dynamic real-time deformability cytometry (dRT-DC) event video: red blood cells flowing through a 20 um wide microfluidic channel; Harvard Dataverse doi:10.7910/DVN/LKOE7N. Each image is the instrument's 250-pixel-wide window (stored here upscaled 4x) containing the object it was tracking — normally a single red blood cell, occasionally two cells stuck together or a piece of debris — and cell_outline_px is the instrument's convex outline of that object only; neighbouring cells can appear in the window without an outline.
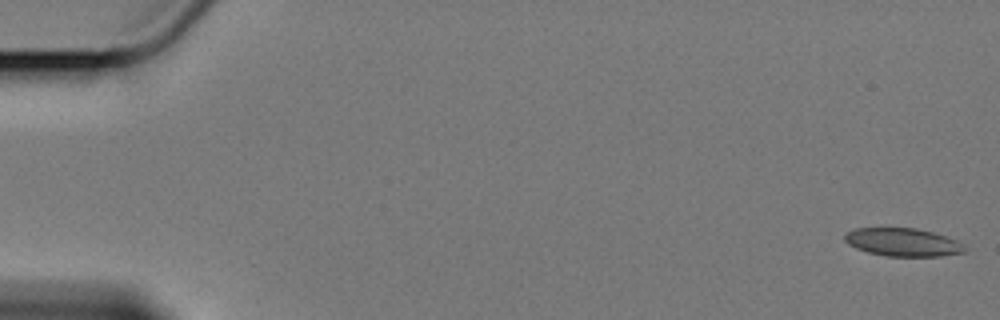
{"species": "Egyptian fruit bat (a non-hibernating species)", "species_latin": "Rousettus aegyptiacus", "temperature_condition": "cold", "stored_images_in_passage": 59, "camera_frame_rate_fps": 3000, "um_per_image_px": 0.085, "animal": {"sex": "female"}, "frame": {"image": 1, "passage_image": 1, "time_ms": 0.0, "image_size_px": [1000, 320], "cell_outline_px": [[968, 248], [964, 252], [940, 256], [888, 256], [868, 252], [856, 248], [848, 244], [844, 240], [844, 232], [856, 228], [916, 228], [932, 232], [956, 240], [964, 244]], "centroid_in_image_um": [76.73, 20.58], "position_along_channel_um": 8.3, "area_um2": 19.65}}
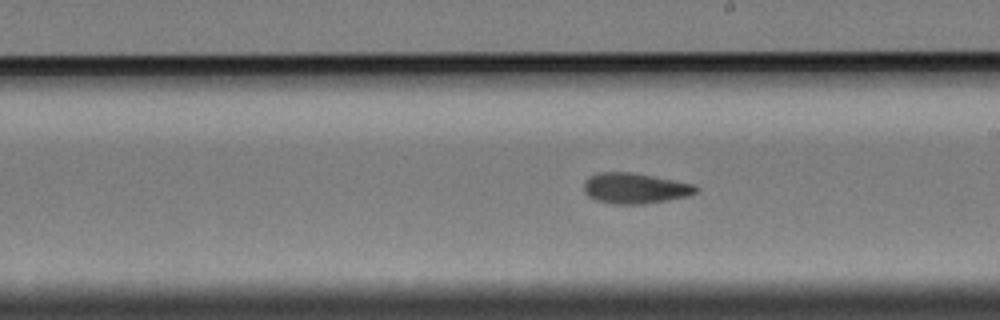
{"frame": {"image": 2, "passage_image": 34, "time_ms": 11.0, "image_size_px": [1000, 320], "cell_outline_px": [[700, 188], [696, 192], [688, 196], [668, 200], [644, 204], [612, 204], [596, 200], [588, 196], [584, 192], [584, 180], [588, 176], [600, 172], [632, 172], [696, 184]], "centroid_in_image_um": [53.97, 16.0], "position_along_channel_um": 235.0, "area_um2": 20.23}}
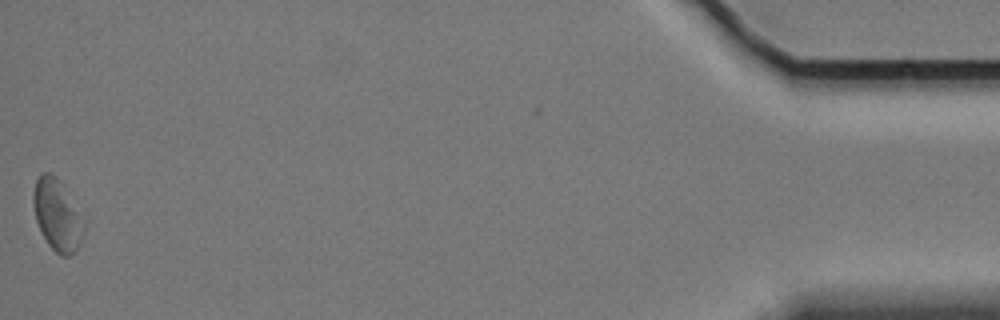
{"frame": {"image": 3, "passage_image": 59, "time_ms": 19.333, "image_size_px": [1000, 320], "cell_outline_px": [[88, 220], [80, 240], [76, 248], [68, 256], [60, 256], [48, 244], [36, 220], [32, 200], [32, 192], [36, 180], [44, 172], [48, 172], [56, 176]], "centroid_in_image_um": [4.9, 18.25], "position_along_channel_um": 430.3, "area_um2": 21.21}, "authors_computed_cell_mechanics": {"area_um2": 19.941, "velocity_mm_per_s": 3.3994, "shape_relaxation_time_tau1_ms": null, "shape_relaxation_time_tau2_ms": 3.7404, "deformation_change_tau1": null, "deformation_change_tau2": 0.0777}}